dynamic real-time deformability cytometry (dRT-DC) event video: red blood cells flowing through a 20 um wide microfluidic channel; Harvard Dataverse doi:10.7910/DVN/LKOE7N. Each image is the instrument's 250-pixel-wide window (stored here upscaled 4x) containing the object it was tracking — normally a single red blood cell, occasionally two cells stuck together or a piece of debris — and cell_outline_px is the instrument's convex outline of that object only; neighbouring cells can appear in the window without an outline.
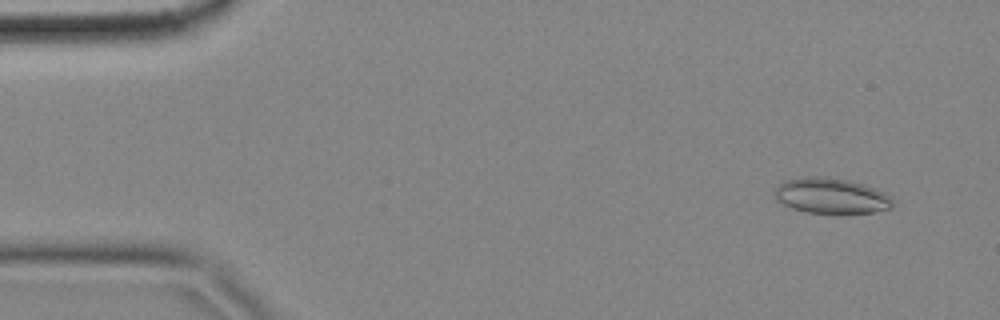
{"species": "common noctule bat (a hibernating species)", "species_latin": "Nyctalus noctula", "temperature_condition": "cold", "stored_images_in_passage": 57, "camera_frame_rate_fps": 3000, "um_per_image_px": 0.085, "animal": {"sex": "female", "body_mass_g": 18.4}, "frame": {"image": 1, "passage_image": 4, "time_ms": 1.0, "image_size_px": [1000, 320], "cell_outline_px": [[892, 208], [872, 212], [840, 216], [836, 216], [808, 212], [792, 208], [776, 200], [772, 192], [784, 180], [808, 176], [824, 176], [852, 180], [876, 188], [892, 196]], "centroid_in_image_um": [70.67, 16.67], "position_along_channel_um": 14.3, "area_um2": 25.43}}
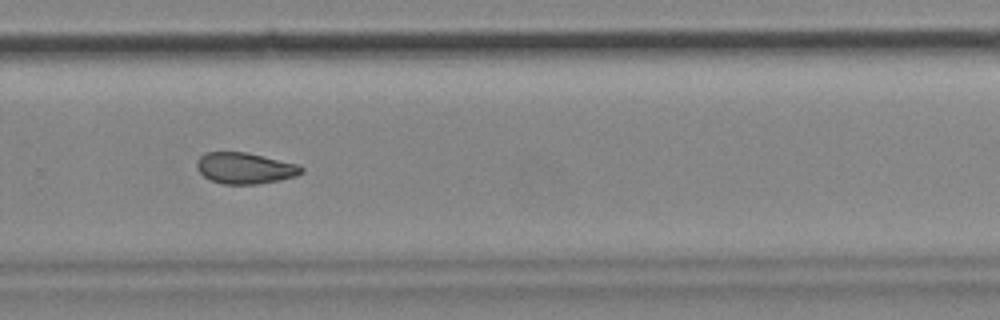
{"frame": {"image": 2, "passage_image": 38, "time_ms": 12.333, "image_size_px": [1000, 320], "cell_outline_px": [[304, 172], [296, 176], [280, 180], [260, 184], [220, 184], [208, 180], [196, 168], [196, 160], [204, 152], [248, 152], [300, 164], [304, 168]], "centroid_in_image_um": [20.83, 14.29], "position_along_channel_um": 309.0, "area_um2": 19.48}}
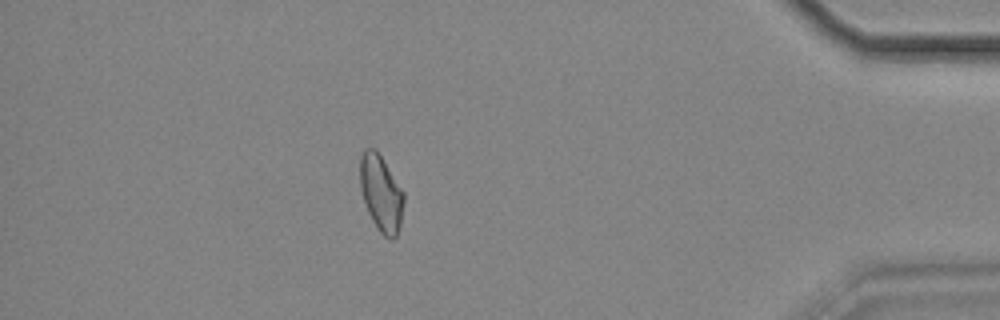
{"frame": {"image": 3, "passage_image": 50, "time_ms": 16.333, "image_size_px": [1000, 320], "cell_outline_px": [[404, 204], [400, 224], [396, 236], [392, 240], [388, 240], [380, 232], [372, 220], [368, 212], [360, 188], [360, 156], [364, 148], [376, 148], [404, 192]], "centroid_in_image_um": [32.39, 16.41], "position_along_channel_um": 402.8, "area_um2": 19.54}, "authors_computed_cell_mechanics": {"area_um2": 19.7676, "velocity_mm_per_s": 3.4899, "shape_relaxation_time_tau1_ms": null, "shape_relaxation_time_tau2_ms": 4.2224, "deformation_change_tau1": null, "deformation_change_tau2": 0.0971}}